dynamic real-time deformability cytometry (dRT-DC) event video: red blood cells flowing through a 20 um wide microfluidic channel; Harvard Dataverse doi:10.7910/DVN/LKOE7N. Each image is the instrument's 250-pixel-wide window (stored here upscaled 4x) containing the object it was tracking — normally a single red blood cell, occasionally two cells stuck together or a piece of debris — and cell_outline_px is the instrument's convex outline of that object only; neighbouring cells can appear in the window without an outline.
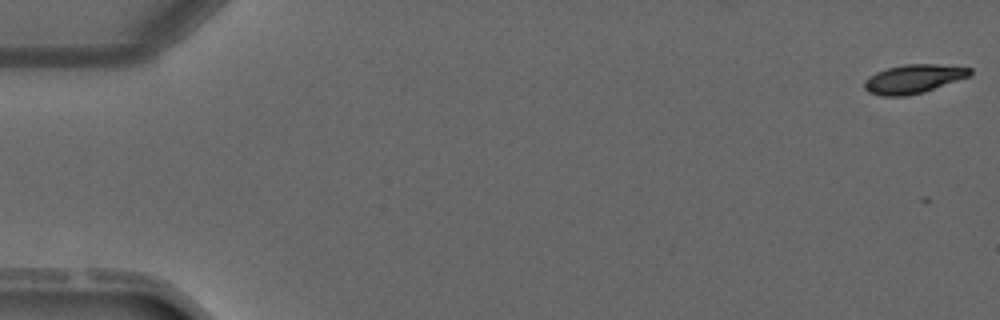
{"species": "common noctule bat (a hibernating species)", "species_latin": "Nyctalus noctula", "temperature_condition": "warm", "stored_images_in_passage": 4, "camera_frame_rate_fps": 3000, "um_per_image_px": 0.085, "animal": {"sex": "male", "forearm_length_mm": 52.5}, "frame": {"image": 1, "passage_image": 1, "time_ms": 0.0, "image_size_px": [1000, 320], "cell_outline_px": [[972, 76], [924, 92], [908, 96], [880, 96], [868, 92], [864, 88], [864, 80], [868, 76], [876, 72], [888, 68], [904, 64], [936, 64], [972, 68]], "centroid_in_image_um": [77.65, 6.71], "position_along_channel_um": 7.3, "area_um2": 17.98}}